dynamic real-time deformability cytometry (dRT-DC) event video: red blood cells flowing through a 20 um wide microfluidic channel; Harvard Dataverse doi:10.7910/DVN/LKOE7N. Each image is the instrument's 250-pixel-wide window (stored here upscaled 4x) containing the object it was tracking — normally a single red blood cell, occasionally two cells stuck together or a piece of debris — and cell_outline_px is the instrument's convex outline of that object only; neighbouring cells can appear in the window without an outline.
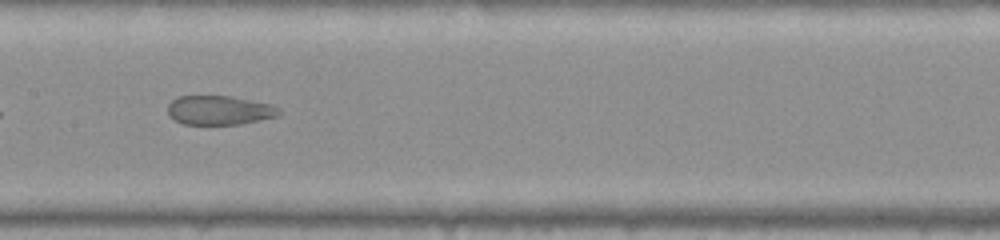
{"species": "common noctule bat (a hibernating species)", "species_latin": "Nyctalus noctula", "temperature_condition": "warm", "stored_images_in_passage": 35, "camera_frame_rate_fps": 3000, "um_per_image_px": 0.085, "animal": {"sex": "female", "body_mass_g": 22.0, "forearm_length_mm": 56.7}, "frame": {"image": 1, "passage_image": 11, "time_ms": 3.333, "image_size_px": [1000, 240], "cell_outline_px": [[280, 116], [240, 124], [184, 124], [176, 120], [168, 112], [168, 104], [172, 100], [180, 96], [228, 96], [272, 104], [280, 108]], "centroid_in_image_um": [18.69, 9.37], "position_along_channel_um": 188.7, "area_um2": 18.79}}
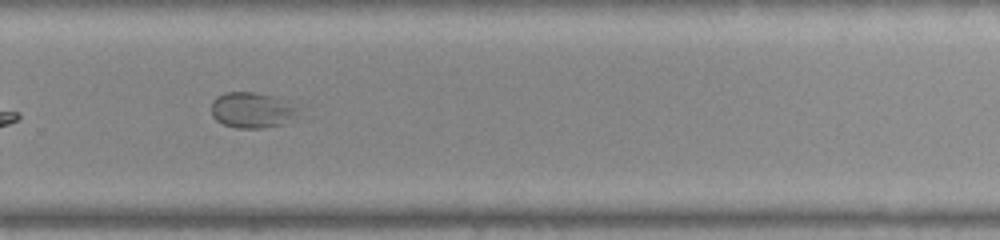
{"frame": {"image": 2, "passage_image": 20, "time_ms": 6.333, "image_size_px": [1000, 240], "cell_outline_px": [[296, 116], [284, 124], [264, 128], [236, 128], [224, 124], [216, 120], [212, 116], [212, 100], [216, 96], [224, 92], [256, 92], [268, 96], [296, 108]], "centroid_in_image_um": [21.31, 9.38], "position_along_channel_um": 308.5, "area_um2": 17.57}}